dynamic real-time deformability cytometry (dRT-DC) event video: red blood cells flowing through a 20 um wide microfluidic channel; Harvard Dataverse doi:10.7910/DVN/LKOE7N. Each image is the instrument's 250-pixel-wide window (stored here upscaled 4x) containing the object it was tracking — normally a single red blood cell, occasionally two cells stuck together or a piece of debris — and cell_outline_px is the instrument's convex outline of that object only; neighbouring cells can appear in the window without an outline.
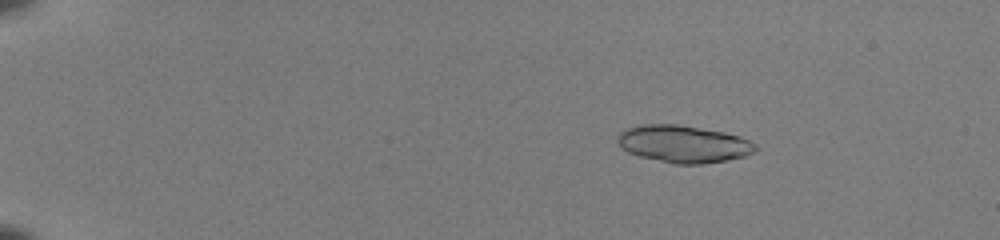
{"species": "common noctule bat (a hibernating species)", "species_latin": "Nyctalus noctula", "temperature_condition": "room temperature", "stored_images_in_passage": 46, "camera_frame_rate_fps": 3000, "um_per_image_px": 0.085, "animal": {"sex": "female", "body_mass_g": 22.0, "forearm_length_mm": 56.7}, "frame": {"image": 1, "passage_image": 4, "time_ms": 1.0, "image_size_px": [1000, 240], "cell_outline_px": [[760, 148], [756, 152], [744, 156], [724, 160], [700, 164], [672, 164], [640, 156], [628, 152], [620, 148], [616, 140], [620, 132], [628, 128], [640, 124], [676, 124], [724, 132], [740, 136], [756, 144]], "centroid_in_image_um": [58.09, 12.24], "position_along_channel_um": 26.9, "area_um2": 30.06}}
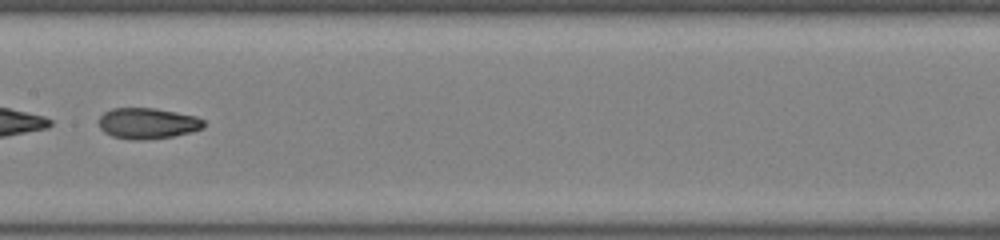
{"frame": {"image": 2, "passage_image": 25, "time_ms": 8.0, "image_size_px": [1000, 240], "cell_outline_px": [[204, 128], [192, 132], [172, 136], [144, 140], [132, 140], [112, 136], [104, 132], [100, 128], [100, 116], [104, 112], [112, 108], [156, 108], [196, 116], [204, 120]], "centroid_in_image_um": [12.56, 10.48], "position_along_channel_um": 194.8, "area_um2": 18.96}}
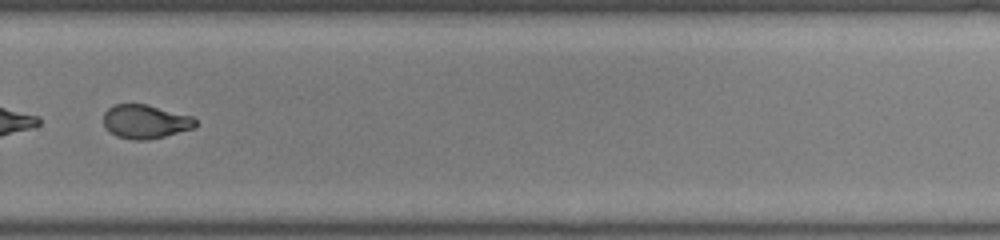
{"frame": {"image": 3, "passage_image": 34, "time_ms": 11.0, "image_size_px": [1000, 240], "cell_outline_px": [[196, 128], [148, 140], [132, 140], [116, 136], [104, 124], [104, 112], [108, 108], [116, 104], [148, 104], [192, 116], [196, 120]], "centroid_in_image_um": [12.39, 10.33], "position_along_channel_um": 317.4, "area_um2": 18.15}, "authors_computed_cell_mechanics": {"area_um2": 20.3456, "velocity_mm_per_s": 4.0956, "shape_relaxation_time_tau1_ms": 9.641, "shape_relaxation_time_tau2_ms": 2.0242, "deformation_change_tau1": 0.2956, "deformation_change_tau2": 0.0636}}